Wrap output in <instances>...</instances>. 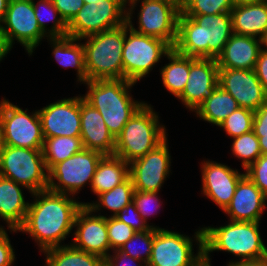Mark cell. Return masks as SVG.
Segmentation results:
<instances>
[{"label": "cell", "instance_id": "1", "mask_svg": "<svg viewBox=\"0 0 267 266\" xmlns=\"http://www.w3.org/2000/svg\"><path fill=\"white\" fill-rule=\"evenodd\" d=\"M27 215L18 232L29 234L41 252L62 246L74 228L78 210L83 206L75 197L49 189L31 194Z\"/></svg>", "mask_w": 267, "mask_h": 266}, {"label": "cell", "instance_id": "2", "mask_svg": "<svg viewBox=\"0 0 267 266\" xmlns=\"http://www.w3.org/2000/svg\"><path fill=\"white\" fill-rule=\"evenodd\" d=\"M232 34L230 13L185 16L181 12L173 49L185 56L217 59Z\"/></svg>", "mask_w": 267, "mask_h": 266}, {"label": "cell", "instance_id": "3", "mask_svg": "<svg viewBox=\"0 0 267 266\" xmlns=\"http://www.w3.org/2000/svg\"><path fill=\"white\" fill-rule=\"evenodd\" d=\"M261 222L230 221L225 226L203 227L204 265L211 266L210 253L225 251L239 259V262L259 261L267 258V247L259 232ZM241 258V259H240Z\"/></svg>", "mask_w": 267, "mask_h": 266}, {"label": "cell", "instance_id": "4", "mask_svg": "<svg viewBox=\"0 0 267 266\" xmlns=\"http://www.w3.org/2000/svg\"><path fill=\"white\" fill-rule=\"evenodd\" d=\"M83 84L88 88L83 98L100 112L114 138L145 103L133 99L130 89L136 83L126 79L94 80Z\"/></svg>", "mask_w": 267, "mask_h": 266}, {"label": "cell", "instance_id": "5", "mask_svg": "<svg viewBox=\"0 0 267 266\" xmlns=\"http://www.w3.org/2000/svg\"><path fill=\"white\" fill-rule=\"evenodd\" d=\"M151 104L144 103L115 138L114 155L130 163L145 156L167 138L165 125Z\"/></svg>", "mask_w": 267, "mask_h": 266}, {"label": "cell", "instance_id": "6", "mask_svg": "<svg viewBox=\"0 0 267 266\" xmlns=\"http://www.w3.org/2000/svg\"><path fill=\"white\" fill-rule=\"evenodd\" d=\"M80 40L86 41L83 46L87 81L123 79L125 24Z\"/></svg>", "mask_w": 267, "mask_h": 266}, {"label": "cell", "instance_id": "7", "mask_svg": "<svg viewBox=\"0 0 267 266\" xmlns=\"http://www.w3.org/2000/svg\"><path fill=\"white\" fill-rule=\"evenodd\" d=\"M126 23L134 31L167 42L172 48L177 39L178 18L181 4L176 0H141L138 28L132 24L133 10L140 0H128Z\"/></svg>", "mask_w": 267, "mask_h": 266}, {"label": "cell", "instance_id": "8", "mask_svg": "<svg viewBox=\"0 0 267 266\" xmlns=\"http://www.w3.org/2000/svg\"><path fill=\"white\" fill-rule=\"evenodd\" d=\"M0 176L25 187L30 194L48 189V171L42 149L2 145Z\"/></svg>", "mask_w": 267, "mask_h": 266}, {"label": "cell", "instance_id": "9", "mask_svg": "<svg viewBox=\"0 0 267 266\" xmlns=\"http://www.w3.org/2000/svg\"><path fill=\"white\" fill-rule=\"evenodd\" d=\"M198 250L194 254L193 240L186 234L154 228V241L147 266H205L203 229L194 234Z\"/></svg>", "mask_w": 267, "mask_h": 266}, {"label": "cell", "instance_id": "10", "mask_svg": "<svg viewBox=\"0 0 267 266\" xmlns=\"http://www.w3.org/2000/svg\"><path fill=\"white\" fill-rule=\"evenodd\" d=\"M171 50L172 47L167 42L140 34L125 23V42L122 50L123 79L137 83Z\"/></svg>", "mask_w": 267, "mask_h": 266}, {"label": "cell", "instance_id": "11", "mask_svg": "<svg viewBox=\"0 0 267 266\" xmlns=\"http://www.w3.org/2000/svg\"><path fill=\"white\" fill-rule=\"evenodd\" d=\"M5 98L0 101V133L2 145L42 149L44 136L38 110L28 114Z\"/></svg>", "mask_w": 267, "mask_h": 266}, {"label": "cell", "instance_id": "12", "mask_svg": "<svg viewBox=\"0 0 267 266\" xmlns=\"http://www.w3.org/2000/svg\"><path fill=\"white\" fill-rule=\"evenodd\" d=\"M104 156L98 151L83 148L68 159L55 164L48 171V189L74 197L87 183L91 186L99 161Z\"/></svg>", "mask_w": 267, "mask_h": 266}, {"label": "cell", "instance_id": "13", "mask_svg": "<svg viewBox=\"0 0 267 266\" xmlns=\"http://www.w3.org/2000/svg\"><path fill=\"white\" fill-rule=\"evenodd\" d=\"M125 0H97L84 4L68 23L67 36L82 39L126 23Z\"/></svg>", "mask_w": 267, "mask_h": 266}, {"label": "cell", "instance_id": "14", "mask_svg": "<svg viewBox=\"0 0 267 266\" xmlns=\"http://www.w3.org/2000/svg\"><path fill=\"white\" fill-rule=\"evenodd\" d=\"M1 29L13 47L16 40L32 55L42 39L49 36L39 27L33 0H10Z\"/></svg>", "mask_w": 267, "mask_h": 266}, {"label": "cell", "instance_id": "15", "mask_svg": "<svg viewBox=\"0 0 267 266\" xmlns=\"http://www.w3.org/2000/svg\"><path fill=\"white\" fill-rule=\"evenodd\" d=\"M166 138L145 156L129 163V177L134 189L144 192H160L171 170V155Z\"/></svg>", "mask_w": 267, "mask_h": 266}, {"label": "cell", "instance_id": "16", "mask_svg": "<svg viewBox=\"0 0 267 266\" xmlns=\"http://www.w3.org/2000/svg\"><path fill=\"white\" fill-rule=\"evenodd\" d=\"M100 214L94 215L90 207L83 205L76 214L74 221L76 230L72 234L74 239L70 244L79 250L97 255L105 260L111 251L107 216Z\"/></svg>", "mask_w": 267, "mask_h": 266}, {"label": "cell", "instance_id": "17", "mask_svg": "<svg viewBox=\"0 0 267 266\" xmlns=\"http://www.w3.org/2000/svg\"><path fill=\"white\" fill-rule=\"evenodd\" d=\"M44 138L80 137V96L64 98L38 110Z\"/></svg>", "mask_w": 267, "mask_h": 266}, {"label": "cell", "instance_id": "18", "mask_svg": "<svg viewBox=\"0 0 267 266\" xmlns=\"http://www.w3.org/2000/svg\"><path fill=\"white\" fill-rule=\"evenodd\" d=\"M218 82L237 101L239 107L255 112L267 101V94L254 69L219 68Z\"/></svg>", "mask_w": 267, "mask_h": 266}, {"label": "cell", "instance_id": "19", "mask_svg": "<svg viewBox=\"0 0 267 266\" xmlns=\"http://www.w3.org/2000/svg\"><path fill=\"white\" fill-rule=\"evenodd\" d=\"M217 61L214 58L190 57V71L183 92L177 97L187 109L195 112L219 86Z\"/></svg>", "mask_w": 267, "mask_h": 266}, {"label": "cell", "instance_id": "20", "mask_svg": "<svg viewBox=\"0 0 267 266\" xmlns=\"http://www.w3.org/2000/svg\"><path fill=\"white\" fill-rule=\"evenodd\" d=\"M202 193L224 211L230 204L239 180L245 175L222 163L206 160L201 164Z\"/></svg>", "mask_w": 267, "mask_h": 266}, {"label": "cell", "instance_id": "21", "mask_svg": "<svg viewBox=\"0 0 267 266\" xmlns=\"http://www.w3.org/2000/svg\"><path fill=\"white\" fill-rule=\"evenodd\" d=\"M267 197L245 174L238 182L230 204L224 210L230 221L260 222Z\"/></svg>", "mask_w": 267, "mask_h": 266}, {"label": "cell", "instance_id": "22", "mask_svg": "<svg viewBox=\"0 0 267 266\" xmlns=\"http://www.w3.org/2000/svg\"><path fill=\"white\" fill-rule=\"evenodd\" d=\"M80 126L83 147L103 155H114L115 138L109 132L100 112L80 95Z\"/></svg>", "mask_w": 267, "mask_h": 266}, {"label": "cell", "instance_id": "23", "mask_svg": "<svg viewBox=\"0 0 267 266\" xmlns=\"http://www.w3.org/2000/svg\"><path fill=\"white\" fill-rule=\"evenodd\" d=\"M260 52V39L233 33L217 57V65L219 68L252 70Z\"/></svg>", "mask_w": 267, "mask_h": 266}, {"label": "cell", "instance_id": "24", "mask_svg": "<svg viewBox=\"0 0 267 266\" xmlns=\"http://www.w3.org/2000/svg\"><path fill=\"white\" fill-rule=\"evenodd\" d=\"M22 188L25 187L0 176V218L6 222L10 232L17 233L27 215L29 202L25 201Z\"/></svg>", "mask_w": 267, "mask_h": 266}, {"label": "cell", "instance_id": "25", "mask_svg": "<svg viewBox=\"0 0 267 266\" xmlns=\"http://www.w3.org/2000/svg\"><path fill=\"white\" fill-rule=\"evenodd\" d=\"M230 14L235 34L260 39L267 31V0L235 5Z\"/></svg>", "mask_w": 267, "mask_h": 266}, {"label": "cell", "instance_id": "26", "mask_svg": "<svg viewBox=\"0 0 267 266\" xmlns=\"http://www.w3.org/2000/svg\"><path fill=\"white\" fill-rule=\"evenodd\" d=\"M47 40L52 44V54L57 63L64 68H75L77 82H87L83 42L80 43V39L69 36L49 37Z\"/></svg>", "mask_w": 267, "mask_h": 266}, {"label": "cell", "instance_id": "27", "mask_svg": "<svg viewBox=\"0 0 267 266\" xmlns=\"http://www.w3.org/2000/svg\"><path fill=\"white\" fill-rule=\"evenodd\" d=\"M129 178V163L115 155H105L93 176L91 190L95 195L113 189Z\"/></svg>", "mask_w": 267, "mask_h": 266}, {"label": "cell", "instance_id": "28", "mask_svg": "<svg viewBox=\"0 0 267 266\" xmlns=\"http://www.w3.org/2000/svg\"><path fill=\"white\" fill-rule=\"evenodd\" d=\"M239 108L237 101L220 86L196 109L201 120L219 127V125Z\"/></svg>", "mask_w": 267, "mask_h": 266}, {"label": "cell", "instance_id": "29", "mask_svg": "<svg viewBox=\"0 0 267 266\" xmlns=\"http://www.w3.org/2000/svg\"><path fill=\"white\" fill-rule=\"evenodd\" d=\"M165 57L169 60V63L160 69L162 83L177 98L187 84L190 56L179 54L172 48Z\"/></svg>", "mask_w": 267, "mask_h": 266}, {"label": "cell", "instance_id": "30", "mask_svg": "<svg viewBox=\"0 0 267 266\" xmlns=\"http://www.w3.org/2000/svg\"><path fill=\"white\" fill-rule=\"evenodd\" d=\"M45 266H105V260L65 244L45 250Z\"/></svg>", "mask_w": 267, "mask_h": 266}, {"label": "cell", "instance_id": "31", "mask_svg": "<svg viewBox=\"0 0 267 266\" xmlns=\"http://www.w3.org/2000/svg\"><path fill=\"white\" fill-rule=\"evenodd\" d=\"M80 137L58 136L44 138L42 154L47 171L83 149Z\"/></svg>", "mask_w": 267, "mask_h": 266}, {"label": "cell", "instance_id": "32", "mask_svg": "<svg viewBox=\"0 0 267 266\" xmlns=\"http://www.w3.org/2000/svg\"><path fill=\"white\" fill-rule=\"evenodd\" d=\"M134 191L132 180L129 177L120 185L98 195L97 201L93 203L82 202V205L90 207L94 213L105 208L113 212L111 216L114 217L133 201Z\"/></svg>", "mask_w": 267, "mask_h": 266}, {"label": "cell", "instance_id": "33", "mask_svg": "<svg viewBox=\"0 0 267 266\" xmlns=\"http://www.w3.org/2000/svg\"><path fill=\"white\" fill-rule=\"evenodd\" d=\"M33 8L39 27L49 37L67 36L68 24L64 21L58 10L54 7L52 0H39L37 4L33 0ZM43 12H46L47 14ZM48 21H53L50 29L47 28L48 24L46 22Z\"/></svg>", "mask_w": 267, "mask_h": 266}, {"label": "cell", "instance_id": "34", "mask_svg": "<svg viewBox=\"0 0 267 266\" xmlns=\"http://www.w3.org/2000/svg\"><path fill=\"white\" fill-rule=\"evenodd\" d=\"M233 155L241 159L242 168L247 169L261 155L259 139L253 130L233 138L231 145Z\"/></svg>", "mask_w": 267, "mask_h": 266}, {"label": "cell", "instance_id": "35", "mask_svg": "<svg viewBox=\"0 0 267 266\" xmlns=\"http://www.w3.org/2000/svg\"><path fill=\"white\" fill-rule=\"evenodd\" d=\"M234 6L233 0H184L181 12L185 16L223 14L230 13Z\"/></svg>", "mask_w": 267, "mask_h": 266}, {"label": "cell", "instance_id": "36", "mask_svg": "<svg viewBox=\"0 0 267 266\" xmlns=\"http://www.w3.org/2000/svg\"><path fill=\"white\" fill-rule=\"evenodd\" d=\"M153 241L154 228L143 232H136L126 243H124L120 248V251L147 264L151 256ZM139 242L142 244V246H140L141 248L137 244Z\"/></svg>", "mask_w": 267, "mask_h": 266}, {"label": "cell", "instance_id": "37", "mask_svg": "<svg viewBox=\"0 0 267 266\" xmlns=\"http://www.w3.org/2000/svg\"><path fill=\"white\" fill-rule=\"evenodd\" d=\"M254 111L239 107L231 113L220 125L231 138L240 136L252 130Z\"/></svg>", "mask_w": 267, "mask_h": 266}, {"label": "cell", "instance_id": "38", "mask_svg": "<svg viewBox=\"0 0 267 266\" xmlns=\"http://www.w3.org/2000/svg\"><path fill=\"white\" fill-rule=\"evenodd\" d=\"M107 230L112 251L120 250L124 243L136 233L130 226L110 215L107 217Z\"/></svg>", "mask_w": 267, "mask_h": 266}, {"label": "cell", "instance_id": "39", "mask_svg": "<svg viewBox=\"0 0 267 266\" xmlns=\"http://www.w3.org/2000/svg\"><path fill=\"white\" fill-rule=\"evenodd\" d=\"M158 194L159 192L134 191L133 203L146 223L149 216L154 215V212L157 214V210L161 207Z\"/></svg>", "mask_w": 267, "mask_h": 266}, {"label": "cell", "instance_id": "40", "mask_svg": "<svg viewBox=\"0 0 267 266\" xmlns=\"http://www.w3.org/2000/svg\"><path fill=\"white\" fill-rule=\"evenodd\" d=\"M114 217L130 226L136 232H143L151 228L160 229V227L149 225L144 221L133 201Z\"/></svg>", "mask_w": 267, "mask_h": 266}, {"label": "cell", "instance_id": "41", "mask_svg": "<svg viewBox=\"0 0 267 266\" xmlns=\"http://www.w3.org/2000/svg\"><path fill=\"white\" fill-rule=\"evenodd\" d=\"M244 172L267 197V155L261 154Z\"/></svg>", "mask_w": 267, "mask_h": 266}, {"label": "cell", "instance_id": "42", "mask_svg": "<svg viewBox=\"0 0 267 266\" xmlns=\"http://www.w3.org/2000/svg\"><path fill=\"white\" fill-rule=\"evenodd\" d=\"M252 130L259 139L261 154L267 155V101L254 112Z\"/></svg>", "mask_w": 267, "mask_h": 266}, {"label": "cell", "instance_id": "43", "mask_svg": "<svg viewBox=\"0 0 267 266\" xmlns=\"http://www.w3.org/2000/svg\"><path fill=\"white\" fill-rule=\"evenodd\" d=\"M54 7L68 24L83 7L84 0H52Z\"/></svg>", "mask_w": 267, "mask_h": 266}, {"label": "cell", "instance_id": "44", "mask_svg": "<svg viewBox=\"0 0 267 266\" xmlns=\"http://www.w3.org/2000/svg\"><path fill=\"white\" fill-rule=\"evenodd\" d=\"M113 254L110 253L105 259V266H147V264L141 260L135 259L120 250L112 251ZM138 264L136 265V263ZM142 262V263H141ZM144 264V265H142Z\"/></svg>", "mask_w": 267, "mask_h": 266}, {"label": "cell", "instance_id": "45", "mask_svg": "<svg viewBox=\"0 0 267 266\" xmlns=\"http://www.w3.org/2000/svg\"><path fill=\"white\" fill-rule=\"evenodd\" d=\"M15 250L7 232L0 237V266H12L15 262Z\"/></svg>", "mask_w": 267, "mask_h": 266}, {"label": "cell", "instance_id": "46", "mask_svg": "<svg viewBox=\"0 0 267 266\" xmlns=\"http://www.w3.org/2000/svg\"><path fill=\"white\" fill-rule=\"evenodd\" d=\"M254 70L257 78L262 84L264 92L267 94V53L263 51L259 53Z\"/></svg>", "mask_w": 267, "mask_h": 266}, {"label": "cell", "instance_id": "47", "mask_svg": "<svg viewBox=\"0 0 267 266\" xmlns=\"http://www.w3.org/2000/svg\"><path fill=\"white\" fill-rule=\"evenodd\" d=\"M12 48L13 47L9 43L6 34L0 28V62L9 53V51H11Z\"/></svg>", "mask_w": 267, "mask_h": 266}, {"label": "cell", "instance_id": "48", "mask_svg": "<svg viewBox=\"0 0 267 266\" xmlns=\"http://www.w3.org/2000/svg\"><path fill=\"white\" fill-rule=\"evenodd\" d=\"M227 266H267V258L259 261H250V262H237L232 264H227Z\"/></svg>", "mask_w": 267, "mask_h": 266}, {"label": "cell", "instance_id": "49", "mask_svg": "<svg viewBox=\"0 0 267 266\" xmlns=\"http://www.w3.org/2000/svg\"><path fill=\"white\" fill-rule=\"evenodd\" d=\"M10 0H0V28L4 22L5 14Z\"/></svg>", "mask_w": 267, "mask_h": 266}, {"label": "cell", "instance_id": "50", "mask_svg": "<svg viewBox=\"0 0 267 266\" xmlns=\"http://www.w3.org/2000/svg\"><path fill=\"white\" fill-rule=\"evenodd\" d=\"M261 51L267 53V31L260 37Z\"/></svg>", "mask_w": 267, "mask_h": 266}, {"label": "cell", "instance_id": "51", "mask_svg": "<svg viewBox=\"0 0 267 266\" xmlns=\"http://www.w3.org/2000/svg\"><path fill=\"white\" fill-rule=\"evenodd\" d=\"M261 0H233L234 5H241V4H248V3H255Z\"/></svg>", "mask_w": 267, "mask_h": 266}, {"label": "cell", "instance_id": "52", "mask_svg": "<svg viewBox=\"0 0 267 266\" xmlns=\"http://www.w3.org/2000/svg\"><path fill=\"white\" fill-rule=\"evenodd\" d=\"M6 232H7V231H6V229L4 228V226L2 227V225H1V226H0V237H1L2 235H4Z\"/></svg>", "mask_w": 267, "mask_h": 266}, {"label": "cell", "instance_id": "53", "mask_svg": "<svg viewBox=\"0 0 267 266\" xmlns=\"http://www.w3.org/2000/svg\"><path fill=\"white\" fill-rule=\"evenodd\" d=\"M95 1H97V0H84V3L85 4H89V3H91V2H95ZM99 1V0H98Z\"/></svg>", "mask_w": 267, "mask_h": 266}, {"label": "cell", "instance_id": "54", "mask_svg": "<svg viewBox=\"0 0 267 266\" xmlns=\"http://www.w3.org/2000/svg\"><path fill=\"white\" fill-rule=\"evenodd\" d=\"M1 147H2V139H1V133H0V152H1Z\"/></svg>", "mask_w": 267, "mask_h": 266}, {"label": "cell", "instance_id": "55", "mask_svg": "<svg viewBox=\"0 0 267 266\" xmlns=\"http://www.w3.org/2000/svg\"><path fill=\"white\" fill-rule=\"evenodd\" d=\"M176 1H178L181 4L184 0H176Z\"/></svg>", "mask_w": 267, "mask_h": 266}]
</instances>
